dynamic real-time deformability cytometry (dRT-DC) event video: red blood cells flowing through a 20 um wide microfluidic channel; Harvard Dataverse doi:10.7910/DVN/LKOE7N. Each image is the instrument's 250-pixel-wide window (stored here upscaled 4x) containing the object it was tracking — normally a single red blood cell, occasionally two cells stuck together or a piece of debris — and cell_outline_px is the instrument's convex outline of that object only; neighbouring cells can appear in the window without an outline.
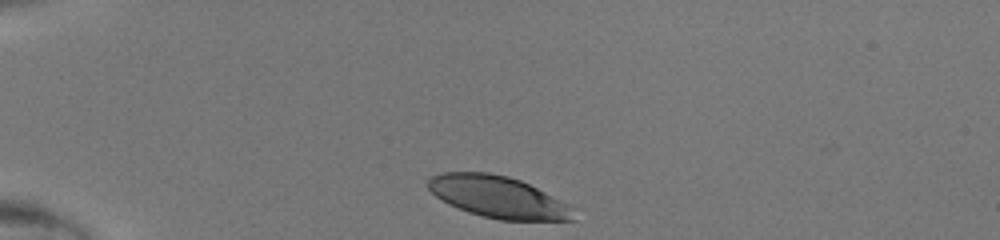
{"species": "human", "species_latin": "Homo sapiens", "temperature_condition": "room temperature", "stored_images_in_passage": 31, "camera_frame_rate_fps": 3000, "um_per_image_px": 0.085, "donor": {"sex": "male"}, "frame": {"image": 1, "passage_image": 1, "time_ms": 0.0, "image_size_px": [1000, 240], "cell_outline_px": [[576, 220], [500, 220], [480, 216], [468, 212], [448, 204], [440, 200], [428, 188], [428, 180], [432, 176], [444, 172], [488, 172], [508, 176], [520, 180], [568, 204], [572, 208]], "centroid_in_image_um": [42.31, 16.75], "position_along_channel_um": 42.7, "area_um2": 35.2}}
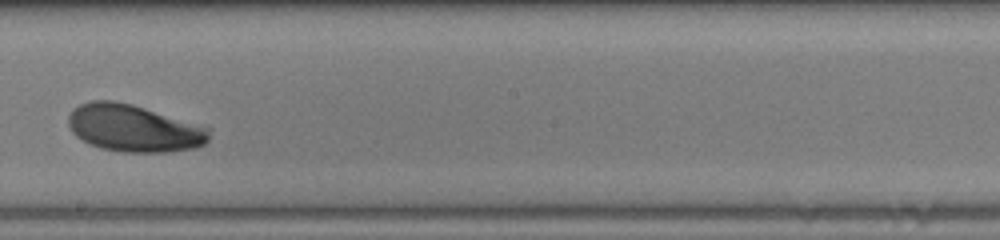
{"frame": {"image": 2, "passage_image": 18, "time_ms": 5.667, "image_size_px": [1000, 240], "cell_outline_px": [[208, 140], [204, 144], [196, 148], [168, 152], [124, 152], [100, 148], [88, 144], [76, 136], [72, 132], [68, 124], [68, 116], [80, 104], [92, 100], [112, 100], [132, 104], [208, 128]], "centroid_in_image_um": [11.32, 10.91], "position_along_channel_um": 236.9, "area_um2": 38.32}}
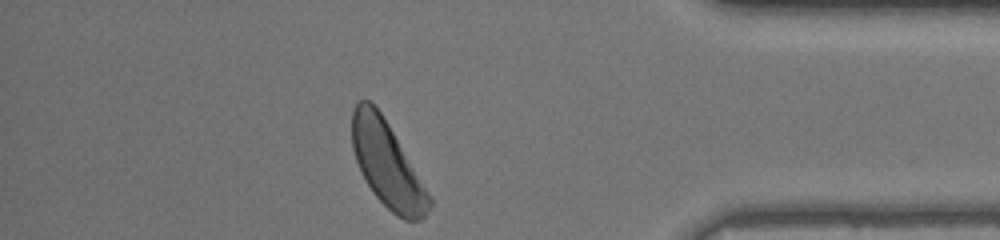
{"frame": {"image": 3, "passage_image": 31, "time_ms": 10.0, "image_size_px": [1000, 240], "cell_outline_px": [[432, 204], [424, 216], [420, 220], [404, 220], [396, 216], [372, 192], [360, 172], [352, 148], [352, 112], [356, 104], [360, 100], [368, 100], [380, 112], [388, 124], [432, 200]], "centroid_in_image_um": [32.87, 14.0], "position_along_channel_um": 402.3, "area_um2": 37.51}}